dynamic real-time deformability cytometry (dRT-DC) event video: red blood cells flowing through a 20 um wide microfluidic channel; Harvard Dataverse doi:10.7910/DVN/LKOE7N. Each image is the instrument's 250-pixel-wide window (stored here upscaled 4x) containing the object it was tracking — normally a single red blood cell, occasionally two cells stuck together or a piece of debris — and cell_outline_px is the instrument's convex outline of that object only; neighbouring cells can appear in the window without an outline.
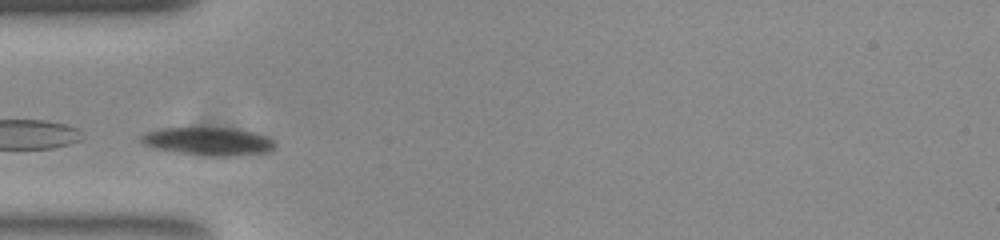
{"species": "common noctule bat (a hibernating species)", "species_latin": "Nyctalus noctula", "temperature_condition": "room temperature", "stored_images_in_passage": 30, "camera_frame_rate_fps": 3000, "um_per_image_px": 0.085, "animal": {"sex": "female", "body_mass_g": 23.0, "forearm_length_mm": 53.4}, "frame": {"image": 1, "passage_image": 1, "time_ms": 0.0, "image_size_px": [1000, 240], "cell_outline_px": [[276, 144], [268, 152], [232, 156], [224, 156], [180, 152], [160, 148], [144, 144], [140, 140], [140, 136], [148, 132], [164, 128], [236, 128], [268, 136]], "centroid_in_image_um": [17.78, 11.99], "position_along_channel_um": 67.2, "area_um2": 21.27}, "authors_computed_cell_mechanics": {"area_um2": 22.9466, "velocity_mm_per_s": 3.6254, "shape_relaxation_time_tau1_ms": 3.3453, "shape_relaxation_time_tau2_ms": null, "deformation_change_tau1": 0.1115, "deformation_change_tau2": null}}